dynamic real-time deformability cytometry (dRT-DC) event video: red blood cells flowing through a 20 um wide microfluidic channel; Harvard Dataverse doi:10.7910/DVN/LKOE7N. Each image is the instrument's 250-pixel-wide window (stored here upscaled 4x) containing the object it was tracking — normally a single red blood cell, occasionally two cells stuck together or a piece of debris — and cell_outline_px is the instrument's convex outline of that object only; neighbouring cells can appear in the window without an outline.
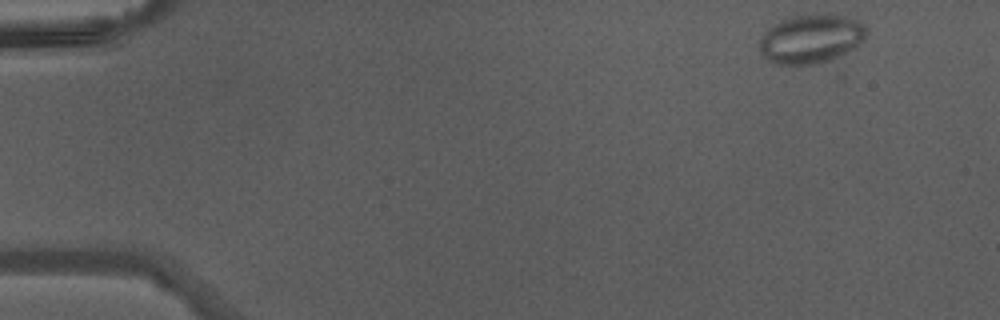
{"species": "Egyptian fruit bat (a non-hibernating species)", "species_latin": "Rousettus aegyptiacus", "temperature_condition": "warm", "stored_images_in_passage": 43, "camera_frame_rate_fps": 3000, "um_per_image_px": 0.085, "animal": {"sex": "male"}, "frame": {"image": 1, "passage_image": 1, "time_ms": 0.0, "image_size_px": [1000, 320], "cell_outline_px": [[868, 32], [864, 40], [852, 48], [832, 60], [816, 64], [772, 64], [764, 56], [760, 48], [760, 40], [764, 32], [772, 24], [780, 20], [792, 16], [828, 12], [860, 20], [864, 24]], "centroid_in_image_um": [68.95, 3.27], "position_along_channel_um": 16.0, "area_um2": 30.87}}
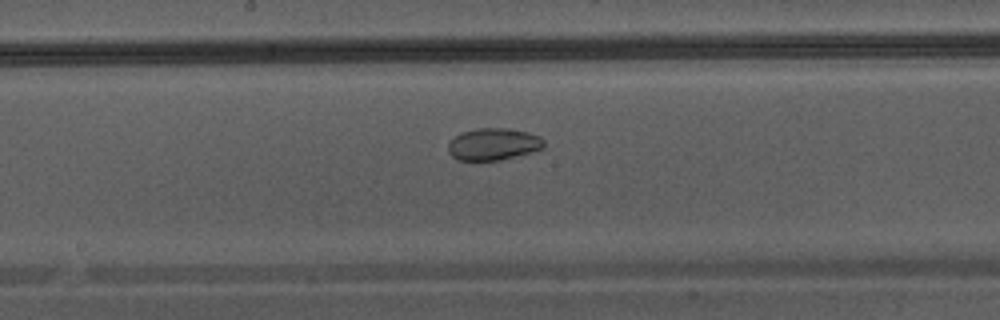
{"frame": {"image": 2, "passage_image": 22, "time_ms": 7.0, "image_size_px": [1000, 320], "cell_outline_px": [[544, 148], [500, 160], [476, 164], [456, 160], [448, 152], [448, 144], [456, 136], [464, 132], [476, 128], [504, 128], [528, 132], [540, 136], [544, 140]], "centroid_in_image_um": [41.89, 12.3], "position_along_channel_um": 206.3, "area_um2": 18.32}}
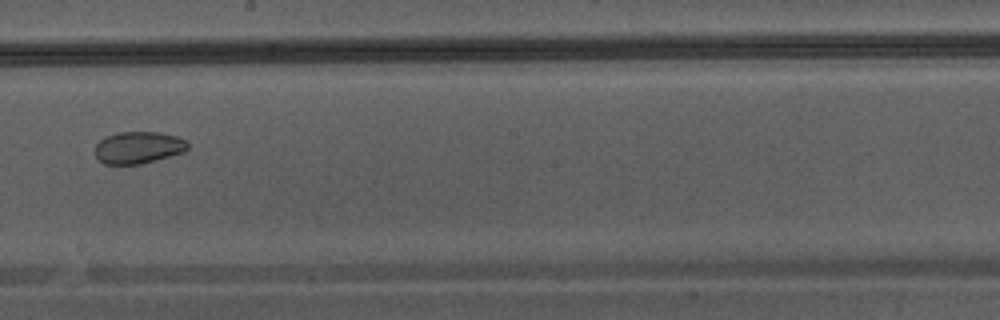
{"frame": {"image": 3, "passage_image": 24, "time_ms": 7.667, "image_size_px": [1000, 320], "cell_outline_px": [[188, 148], [184, 152], [140, 164], [104, 164], [96, 156], [96, 144], [104, 136], [120, 132], [160, 132], [176, 136], [184, 140], [188, 144]], "centroid_in_image_um": [11.75, 12.53], "position_along_channel_um": 236.5, "area_um2": 17.17}}